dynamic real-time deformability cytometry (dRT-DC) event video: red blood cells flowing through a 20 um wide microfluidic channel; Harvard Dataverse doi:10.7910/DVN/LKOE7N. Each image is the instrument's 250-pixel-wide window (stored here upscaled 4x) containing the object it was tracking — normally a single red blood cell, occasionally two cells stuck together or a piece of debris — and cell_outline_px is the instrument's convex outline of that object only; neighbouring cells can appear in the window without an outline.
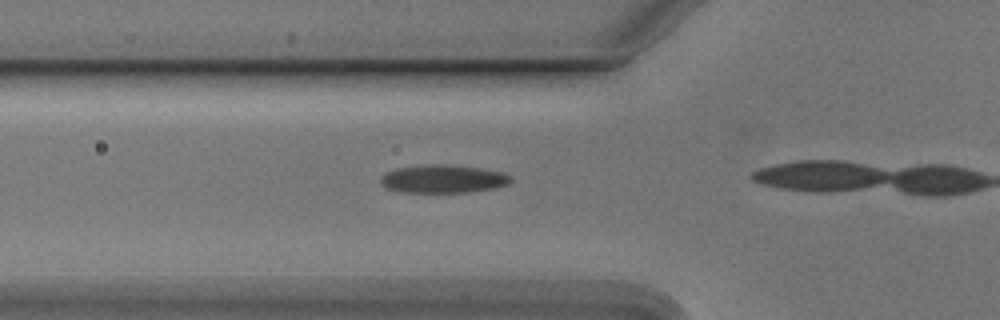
{"species": "Egyptian fruit bat (a non-hibernating species)", "species_latin": "Rousettus aegyptiacus", "temperature_condition": "cold", "stored_images_in_passage": 5, "camera_frame_rate_fps": 3000, "um_per_image_px": 0.085, "animal": {"sex": "male"}, "frame": {"image": 1, "passage_image": 4, "time_ms": 1.0, "image_size_px": [1000, 320], "cell_outline_px": [[512, 180], [508, 184], [492, 188], [468, 192], [400, 192], [384, 188], [380, 184], [380, 176], [396, 168], [424, 164], [452, 164], [480, 168], [504, 172], [512, 176]], "centroid_in_image_um": [37.64, 15.19], "position_along_channel_um": 88.2, "area_um2": 21.62}}